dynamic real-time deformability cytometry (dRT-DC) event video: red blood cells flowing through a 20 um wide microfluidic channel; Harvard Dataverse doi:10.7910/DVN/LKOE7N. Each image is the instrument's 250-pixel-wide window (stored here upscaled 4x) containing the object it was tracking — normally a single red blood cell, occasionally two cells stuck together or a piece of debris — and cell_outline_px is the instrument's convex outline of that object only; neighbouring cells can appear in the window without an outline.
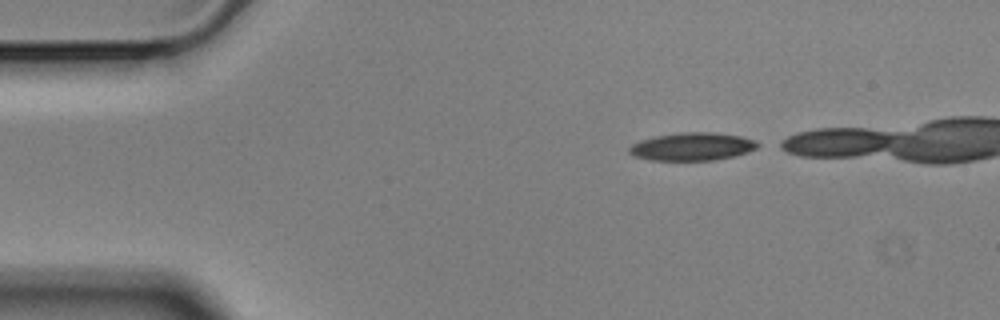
{"species": "Egyptian fruit bat (a non-hibernating species)", "species_latin": "Rousettus aegyptiacus", "temperature_condition": "cold", "stored_images_in_passage": 38, "camera_frame_rate_fps": 3000, "um_per_image_px": 0.085, "animal": {"sex": "male"}, "frame": {"image": 1, "passage_image": 1, "time_ms": 0.0, "image_size_px": [1000, 320], "cell_outline_px": [[764, 144], [748, 152], [736, 156], [716, 160], [652, 160], [636, 156], [628, 152], [628, 148], [632, 144], [640, 140], [656, 136], [688, 132], [712, 132], [740, 136], [756, 140]], "centroid_in_image_um": [58.91, 12.46], "position_along_channel_um": 26.1, "area_um2": 20.92}}
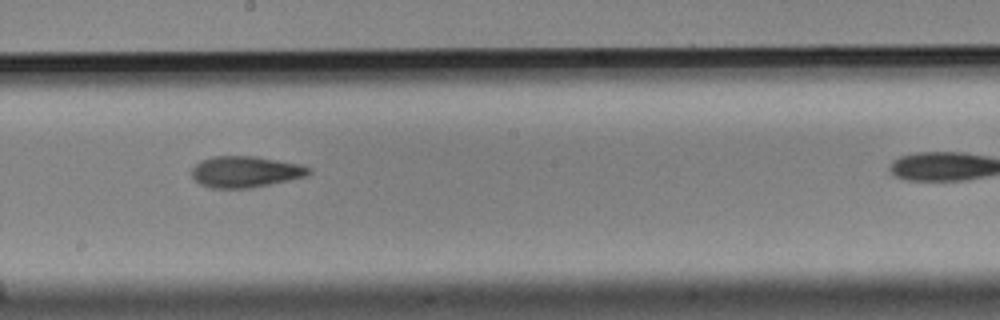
{"frame": {"image": 2, "passage_image": 23, "time_ms": 7.333, "image_size_px": [1000, 320], "cell_outline_px": [[312, 172], [308, 176], [248, 188], [212, 188], [200, 184], [192, 176], [192, 168], [200, 160], [212, 156], [252, 156], [300, 164], [312, 168]], "centroid_in_image_um": [20.86, 14.59], "position_along_channel_um": 227.3, "area_um2": 21.21}}
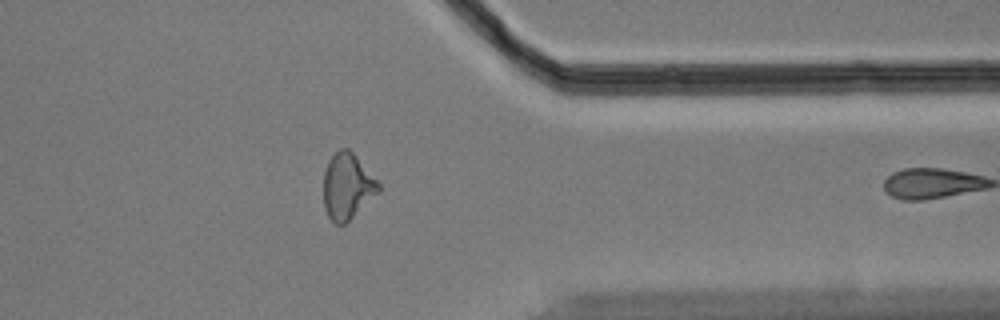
{"frame": {"image": 3, "passage_image": 37, "time_ms": 12.0, "image_size_px": [1000, 320], "cell_outline_px": [[380, 192], [344, 224], [336, 224], [328, 216], [324, 208], [324, 172], [328, 160], [340, 148], [348, 148], [356, 156], [380, 184]], "centroid_in_image_um": [29.52, 15.83], "position_along_channel_um": 381.9, "area_um2": 20.92}}